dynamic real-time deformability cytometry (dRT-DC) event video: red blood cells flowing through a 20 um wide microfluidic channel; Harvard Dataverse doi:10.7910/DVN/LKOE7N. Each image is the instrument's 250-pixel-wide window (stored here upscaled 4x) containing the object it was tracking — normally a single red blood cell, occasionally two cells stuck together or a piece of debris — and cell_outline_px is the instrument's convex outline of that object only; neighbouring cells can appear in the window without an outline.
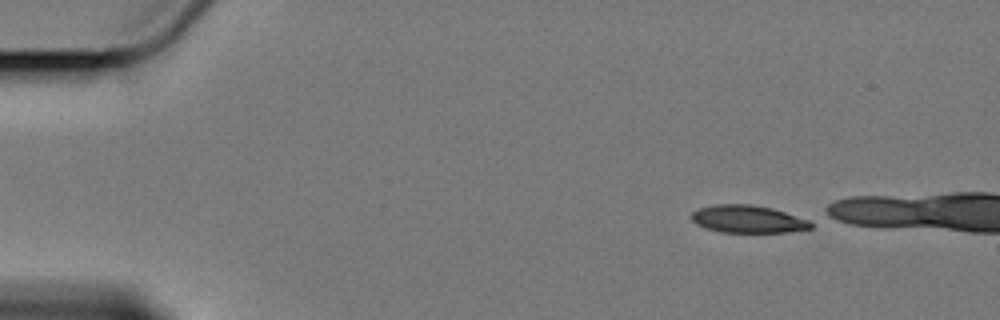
{"species": "Egyptian fruit bat (a non-hibernating species)", "species_latin": "Rousettus aegyptiacus", "temperature_condition": "cold", "stored_images_in_passage": 4, "camera_frame_rate_fps": 3000, "um_per_image_px": 0.085, "animal": {"sex": "female"}, "frame": {"image": 1, "passage_image": 1, "time_ms": 0.0, "image_size_px": [1000, 320], "cell_outline_px": [[812, 228], [788, 232], [720, 232], [696, 224], [688, 216], [696, 208], [712, 204], [752, 204], [772, 208], [808, 220], [812, 224]], "centroid_in_image_um": [63.5, 18.61], "position_along_channel_um": 21.5, "area_um2": 19.25}}